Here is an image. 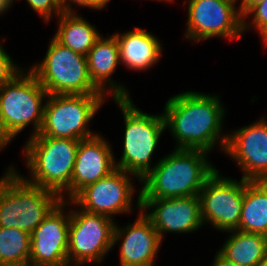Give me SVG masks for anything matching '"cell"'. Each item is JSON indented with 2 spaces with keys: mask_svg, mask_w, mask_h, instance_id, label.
Wrapping results in <instances>:
<instances>
[{
  "mask_svg": "<svg viewBox=\"0 0 267 266\" xmlns=\"http://www.w3.org/2000/svg\"><path fill=\"white\" fill-rule=\"evenodd\" d=\"M219 96L186 91L166 101L163 111L165 128L178 143L175 149L212 151L220 143L224 152L228 133L222 132L224 114Z\"/></svg>",
  "mask_w": 267,
  "mask_h": 266,
  "instance_id": "6da1fadb",
  "label": "cell"
},
{
  "mask_svg": "<svg viewBox=\"0 0 267 266\" xmlns=\"http://www.w3.org/2000/svg\"><path fill=\"white\" fill-rule=\"evenodd\" d=\"M200 149H174L140 180V199H167L199 195L217 170Z\"/></svg>",
  "mask_w": 267,
  "mask_h": 266,
  "instance_id": "7a4b0ae2",
  "label": "cell"
},
{
  "mask_svg": "<svg viewBox=\"0 0 267 266\" xmlns=\"http://www.w3.org/2000/svg\"><path fill=\"white\" fill-rule=\"evenodd\" d=\"M79 143L80 140L43 135L29 137L24 155L31 177L24 179L32 185L53 191L61 201H71V178ZM62 192H67L69 199H64Z\"/></svg>",
  "mask_w": 267,
  "mask_h": 266,
  "instance_id": "3957f363",
  "label": "cell"
},
{
  "mask_svg": "<svg viewBox=\"0 0 267 266\" xmlns=\"http://www.w3.org/2000/svg\"><path fill=\"white\" fill-rule=\"evenodd\" d=\"M14 167L0 179V227L32 233L61 201L51 190L28 183Z\"/></svg>",
  "mask_w": 267,
  "mask_h": 266,
  "instance_id": "277c9868",
  "label": "cell"
},
{
  "mask_svg": "<svg viewBox=\"0 0 267 266\" xmlns=\"http://www.w3.org/2000/svg\"><path fill=\"white\" fill-rule=\"evenodd\" d=\"M124 116L125 134L119 168L140 182L151 170L152 155L165 131L163 113L150 115L137 108L132 99H114Z\"/></svg>",
  "mask_w": 267,
  "mask_h": 266,
  "instance_id": "5b68a950",
  "label": "cell"
},
{
  "mask_svg": "<svg viewBox=\"0 0 267 266\" xmlns=\"http://www.w3.org/2000/svg\"><path fill=\"white\" fill-rule=\"evenodd\" d=\"M29 70L49 95L102 94L89 77L87 57L64 47L54 38L43 61Z\"/></svg>",
  "mask_w": 267,
  "mask_h": 266,
  "instance_id": "8992f818",
  "label": "cell"
},
{
  "mask_svg": "<svg viewBox=\"0 0 267 266\" xmlns=\"http://www.w3.org/2000/svg\"><path fill=\"white\" fill-rule=\"evenodd\" d=\"M105 102L103 94L48 95L37 135L82 140L94 135L87 126Z\"/></svg>",
  "mask_w": 267,
  "mask_h": 266,
  "instance_id": "52a82bcc",
  "label": "cell"
},
{
  "mask_svg": "<svg viewBox=\"0 0 267 266\" xmlns=\"http://www.w3.org/2000/svg\"><path fill=\"white\" fill-rule=\"evenodd\" d=\"M22 69L0 89V117L13 137L33 123L31 137L42 126L47 91L33 73Z\"/></svg>",
  "mask_w": 267,
  "mask_h": 266,
  "instance_id": "ba28073f",
  "label": "cell"
},
{
  "mask_svg": "<svg viewBox=\"0 0 267 266\" xmlns=\"http://www.w3.org/2000/svg\"><path fill=\"white\" fill-rule=\"evenodd\" d=\"M115 222L112 218L83 211L71 212L68 264L82 265L104 260L109 250L113 248Z\"/></svg>",
  "mask_w": 267,
  "mask_h": 266,
  "instance_id": "9c48e42d",
  "label": "cell"
},
{
  "mask_svg": "<svg viewBox=\"0 0 267 266\" xmlns=\"http://www.w3.org/2000/svg\"><path fill=\"white\" fill-rule=\"evenodd\" d=\"M218 169L199 192L201 219L219 231L237 230L240 224L245 180L222 177ZM208 221V222H207Z\"/></svg>",
  "mask_w": 267,
  "mask_h": 266,
  "instance_id": "30bf717a",
  "label": "cell"
},
{
  "mask_svg": "<svg viewBox=\"0 0 267 266\" xmlns=\"http://www.w3.org/2000/svg\"><path fill=\"white\" fill-rule=\"evenodd\" d=\"M238 0H186L188 21L185 32L191 41L212 37L239 38L243 31V16L235 7Z\"/></svg>",
  "mask_w": 267,
  "mask_h": 266,
  "instance_id": "8fae6325",
  "label": "cell"
},
{
  "mask_svg": "<svg viewBox=\"0 0 267 266\" xmlns=\"http://www.w3.org/2000/svg\"><path fill=\"white\" fill-rule=\"evenodd\" d=\"M131 175L116 168L104 178L86 186L67 203L79 205V209L88 213L102 214L112 219L116 214L131 212L135 192Z\"/></svg>",
  "mask_w": 267,
  "mask_h": 266,
  "instance_id": "7c38bea8",
  "label": "cell"
},
{
  "mask_svg": "<svg viewBox=\"0 0 267 266\" xmlns=\"http://www.w3.org/2000/svg\"><path fill=\"white\" fill-rule=\"evenodd\" d=\"M67 200L60 201L30 234L29 266H69L68 239L71 211H64Z\"/></svg>",
  "mask_w": 267,
  "mask_h": 266,
  "instance_id": "4fadbf2b",
  "label": "cell"
},
{
  "mask_svg": "<svg viewBox=\"0 0 267 266\" xmlns=\"http://www.w3.org/2000/svg\"><path fill=\"white\" fill-rule=\"evenodd\" d=\"M225 154L235 159L247 181H267V121L265 118L228 134Z\"/></svg>",
  "mask_w": 267,
  "mask_h": 266,
  "instance_id": "5bb4252c",
  "label": "cell"
},
{
  "mask_svg": "<svg viewBox=\"0 0 267 266\" xmlns=\"http://www.w3.org/2000/svg\"><path fill=\"white\" fill-rule=\"evenodd\" d=\"M140 203L141 210L150 219L161 240L164 238L163 233H189L203 225L199 195L140 199ZM148 210H150L149 213H147Z\"/></svg>",
  "mask_w": 267,
  "mask_h": 266,
  "instance_id": "9a60e30c",
  "label": "cell"
},
{
  "mask_svg": "<svg viewBox=\"0 0 267 266\" xmlns=\"http://www.w3.org/2000/svg\"><path fill=\"white\" fill-rule=\"evenodd\" d=\"M136 200L140 213L138 218L123 229L115 224L113 245L122 239L121 266H153L162 240L150 219L141 210L140 192Z\"/></svg>",
  "mask_w": 267,
  "mask_h": 266,
  "instance_id": "2e32d148",
  "label": "cell"
},
{
  "mask_svg": "<svg viewBox=\"0 0 267 266\" xmlns=\"http://www.w3.org/2000/svg\"><path fill=\"white\" fill-rule=\"evenodd\" d=\"M111 145L97 134L80 140L71 178V200L86 186L116 169Z\"/></svg>",
  "mask_w": 267,
  "mask_h": 266,
  "instance_id": "e0dca14e",
  "label": "cell"
},
{
  "mask_svg": "<svg viewBox=\"0 0 267 266\" xmlns=\"http://www.w3.org/2000/svg\"><path fill=\"white\" fill-rule=\"evenodd\" d=\"M86 57L89 77L104 96L110 93L114 99H130L127 89L110 78L121 62L119 45L113 34L107 38L101 35Z\"/></svg>",
  "mask_w": 267,
  "mask_h": 266,
  "instance_id": "ac0fdd59",
  "label": "cell"
},
{
  "mask_svg": "<svg viewBox=\"0 0 267 266\" xmlns=\"http://www.w3.org/2000/svg\"><path fill=\"white\" fill-rule=\"evenodd\" d=\"M118 42L121 62L131 70H147L160 60L162 45L148 31L136 27L123 34H113Z\"/></svg>",
  "mask_w": 267,
  "mask_h": 266,
  "instance_id": "d6986e66",
  "label": "cell"
},
{
  "mask_svg": "<svg viewBox=\"0 0 267 266\" xmlns=\"http://www.w3.org/2000/svg\"><path fill=\"white\" fill-rule=\"evenodd\" d=\"M58 18L59 26L53 38L64 47L86 56L101 36L95 25H91L75 12H62Z\"/></svg>",
  "mask_w": 267,
  "mask_h": 266,
  "instance_id": "ffe728a7",
  "label": "cell"
},
{
  "mask_svg": "<svg viewBox=\"0 0 267 266\" xmlns=\"http://www.w3.org/2000/svg\"><path fill=\"white\" fill-rule=\"evenodd\" d=\"M239 231L267 236V181L245 180Z\"/></svg>",
  "mask_w": 267,
  "mask_h": 266,
  "instance_id": "44dd1931",
  "label": "cell"
},
{
  "mask_svg": "<svg viewBox=\"0 0 267 266\" xmlns=\"http://www.w3.org/2000/svg\"><path fill=\"white\" fill-rule=\"evenodd\" d=\"M227 232L230 236L219 250L225 258L239 266H256L267 256L266 235L239 230Z\"/></svg>",
  "mask_w": 267,
  "mask_h": 266,
  "instance_id": "7402d4cb",
  "label": "cell"
},
{
  "mask_svg": "<svg viewBox=\"0 0 267 266\" xmlns=\"http://www.w3.org/2000/svg\"><path fill=\"white\" fill-rule=\"evenodd\" d=\"M30 255V233L0 227V266H29Z\"/></svg>",
  "mask_w": 267,
  "mask_h": 266,
  "instance_id": "603a6c76",
  "label": "cell"
},
{
  "mask_svg": "<svg viewBox=\"0 0 267 266\" xmlns=\"http://www.w3.org/2000/svg\"><path fill=\"white\" fill-rule=\"evenodd\" d=\"M253 15L252 21L246 22L248 16ZM253 25L260 34L264 46L267 45V0L254 5L243 17V31H246Z\"/></svg>",
  "mask_w": 267,
  "mask_h": 266,
  "instance_id": "cb8c5ba5",
  "label": "cell"
},
{
  "mask_svg": "<svg viewBox=\"0 0 267 266\" xmlns=\"http://www.w3.org/2000/svg\"><path fill=\"white\" fill-rule=\"evenodd\" d=\"M27 2L30 5L29 7L47 22L51 20L53 12L57 16L63 12L61 0H27Z\"/></svg>",
  "mask_w": 267,
  "mask_h": 266,
  "instance_id": "d4e9b609",
  "label": "cell"
},
{
  "mask_svg": "<svg viewBox=\"0 0 267 266\" xmlns=\"http://www.w3.org/2000/svg\"><path fill=\"white\" fill-rule=\"evenodd\" d=\"M21 70L22 68L13 62L0 43V89Z\"/></svg>",
  "mask_w": 267,
  "mask_h": 266,
  "instance_id": "484cf974",
  "label": "cell"
},
{
  "mask_svg": "<svg viewBox=\"0 0 267 266\" xmlns=\"http://www.w3.org/2000/svg\"><path fill=\"white\" fill-rule=\"evenodd\" d=\"M77 4L79 7H87L90 8V0H61V6L63 9V12L65 13H74V10H72V4ZM71 3V4H70Z\"/></svg>",
  "mask_w": 267,
  "mask_h": 266,
  "instance_id": "4316f807",
  "label": "cell"
},
{
  "mask_svg": "<svg viewBox=\"0 0 267 266\" xmlns=\"http://www.w3.org/2000/svg\"><path fill=\"white\" fill-rule=\"evenodd\" d=\"M13 138L14 137L6 129L4 122L0 117V151L3 150V148L6 147V145L10 143Z\"/></svg>",
  "mask_w": 267,
  "mask_h": 266,
  "instance_id": "83f0119b",
  "label": "cell"
},
{
  "mask_svg": "<svg viewBox=\"0 0 267 266\" xmlns=\"http://www.w3.org/2000/svg\"><path fill=\"white\" fill-rule=\"evenodd\" d=\"M211 266H239V265L225 258L219 251H217V254L215 255V258Z\"/></svg>",
  "mask_w": 267,
  "mask_h": 266,
  "instance_id": "f1b7e54d",
  "label": "cell"
},
{
  "mask_svg": "<svg viewBox=\"0 0 267 266\" xmlns=\"http://www.w3.org/2000/svg\"><path fill=\"white\" fill-rule=\"evenodd\" d=\"M264 0H242L239 9L241 12V15L244 17V15L257 3L262 2Z\"/></svg>",
  "mask_w": 267,
  "mask_h": 266,
  "instance_id": "f546056e",
  "label": "cell"
},
{
  "mask_svg": "<svg viewBox=\"0 0 267 266\" xmlns=\"http://www.w3.org/2000/svg\"><path fill=\"white\" fill-rule=\"evenodd\" d=\"M110 0H90V8L100 10L107 6Z\"/></svg>",
  "mask_w": 267,
  "mask_h": 266,
  "instance_id": "4dcf8cb0",
  "label": "cell"
},
{
  "mask_svg": "<svg viewBox=\"0 0 267 266\" xmlns=\"http://www.w3.org/2000/svg\"><path fill=\"white\" fill-rule=\"evenodd\" d=\"M14 0H0V15L11 8Z\"/></svg>",
  "mask_w": 267,
  "mask_h": 266,
  "instance_id": "1f68e13d",
  "label": "cell"
},
{
  "mask_svg": "<svg viewBox=\"0 0 267 266\" xmlns=\"http://www.w3.org/2000/svg\"><path fill=\"white\" fill-rule=\"evenodd\" d=\"M256 266H267V256L264 257Z\"/></svg>",
  "mask_w": 267,
  "mask_h": 266,
  "instance_id": "d6a6232c",
  "label": "cell"
},
{
  "mask_svg": "<svg viewBox=\"0 0 267 266\" xmlns=\"http://www.w3.org/2000/svg\"><path fill=\"white\" fill-rule=\"evenodd\" d=\"M160 1H164V2H173V0H160Z\"/></svg>",
  "mask_w": 267,
  "mask_h": 266,
  "instance_id": "836d02e7",
  "label": "cell"
}]
</instances>
